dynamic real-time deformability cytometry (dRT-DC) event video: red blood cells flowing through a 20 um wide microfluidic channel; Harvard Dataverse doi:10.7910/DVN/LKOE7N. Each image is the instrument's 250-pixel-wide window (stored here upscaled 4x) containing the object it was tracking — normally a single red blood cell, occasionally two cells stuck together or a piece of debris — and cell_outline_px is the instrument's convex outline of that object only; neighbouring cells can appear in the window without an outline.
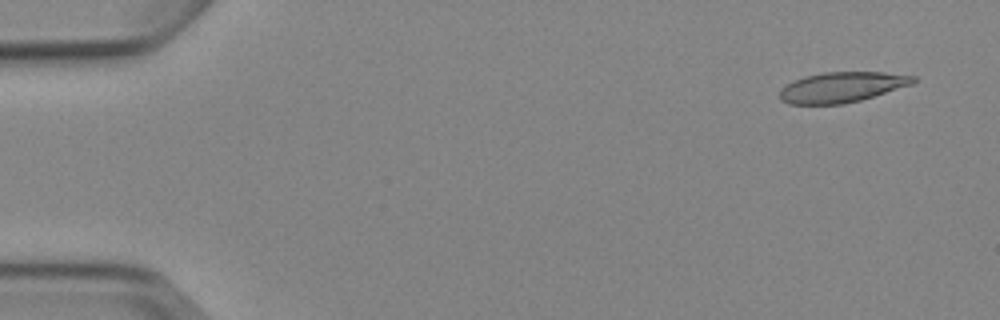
{"species": "Egyptian fruit bat (a non-hibernating species)", "species_latin": "Rousettus aegyptiacus", "temperature_condition": "cold", "stored_images_in_passage": 5, "camera_frame_rate_fps": 3000, "um_per_image_px": 0.085, "animal": {"sex": "female"}, "frame": {"image": 1, "passage_image": 1, "time_ms": 0.0, "image_size_px": [1000, 320], "cell_outline_px": [[916, 80], [912, 84], [860, 100], [844, 104], [788, 104], [780, 100], [780, 88], [792, 80], [804, 76], [824, 72], [884, 72], [916, 76]], "centroid_in_image_um": [71.51, 7.4], "position_along_channel_um": 13.5, "area_um2": 23.64}}
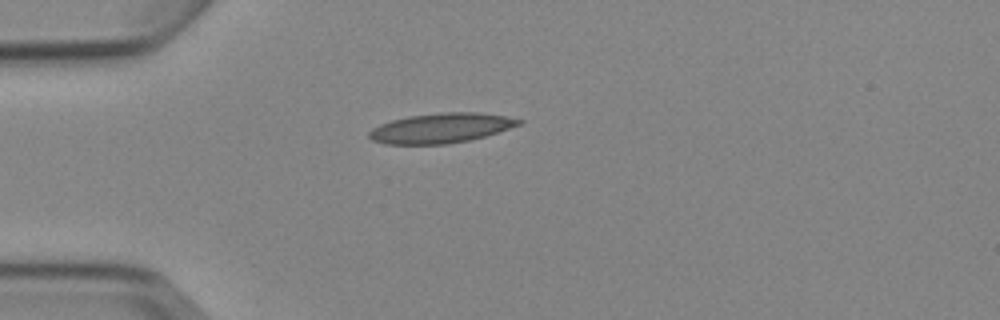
{"frame": {"image": 2, "passage_image": 4, "time_ms": 3.667, "image_size_px": [1000, 320], "cell_outline_px": [[524, 120], [520, 124], [484, 136], [468, 140], [448, 144], [384, 144], [372, 140], [368, 136], [368, 132], [372, 128], [380, 124], [392, 120], [408, 116], [444, 112], [476, 112], [504, 116]], "centroid_in_image_um": [37.43, 10.89], "position_along_channel_um": 47.6, "area_um2": 25.78}}